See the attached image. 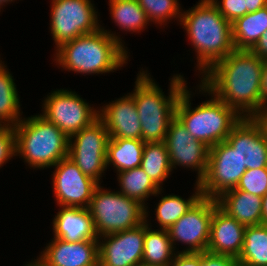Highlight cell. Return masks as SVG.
Returning <instances> with one entry per match:
<instances>
[{
  "label": "cell",
  "mask_w": 267,
  "mask_h": 266,
  "mask_svg": "<svg viewBox=\"0 0 267 266\" xmlns=\"http://www.w3.org/2000/svg\"><path fill=\"white\" fill-rule=\"evenodd\" d=\"M253 118L261 125L264 134L267 137V106L261 108Z\"/></svg>",
  "instance_id": "f35d334b"
},
{
  "label": "cell",
  "mask_w": 267,
  "mask_h": 266,
  "mask_svg": "<svg viewBox=\"0 0 267 266\" xmlns=\"http://www.w3.org/2000/svg\"><path fill=\"white\" fill-rule=\"evenodd\" d=\"M132 266H147V265L144 264V263H139V264H135V265H132Z\"/></svg>",
  "instance_id": "ee69618b"
},
{
  "label": "cell",
  "mask_w": 267,
  "mask_h": 266,
  "mask_svg": "<svg viewBox=\"0 0 267 266\" xmlns=\"http://www.w3.org/2000/svg\"><path fill=\"white\" fill-rule=\"evenodd\" d=\"M226 141L237 151L246 169L267 167V137L253 117H243Z\"/></svg>",
  "instance_id": "2e32d148"
},
{
  "label": "cell",
  "mask_w": 267,
  "mask_h": 266,
  "mask_svg": "<svg viewBox=\"0 0 267 266\" xmlns=\"http://www.w3.org/2000/svg\"><path fill=\"white\" fill-rule=\"evenodd\" d=\"M267 106V60H264L262 67L260 85V109Z\"/></svg>",
  "instance_id": "8d00e7d4"
},
{
  "label": "cell",
  "mask_w": 267,
  "mask_h": 266,
  "mask_svg": "<svg viewBox=\"0 0 267 266\" xmlns=\"http://www.w3.org/2000/svg\"><path fill=\"white\" fill-rule=\"evenodd\" d=\"M53 219L54 238L65 242L98 240L89 208L59 206Z\"/></svg>",
  "instance_id": "ffe728a7"
},
{
  "label": "cell",
  "mask_w": 267,
  "mask_h": 266,
  "mask_svg": "<svg viewBox=\"0 0 267 266\" xmlns=\"http://www.w3.org/2000/svg\"><path fill=\"white\" fill-rule=\"evenodd\" d=\"M218 207L245 226L262 224V197L236 188L216 198Z\"/></svg>",
  "instance_id": "44dd1931"
},
{
  "label": "cell",
  "mask_w": 267,
  "mask_h": 266,
  "mask_svg": "<svg viewBox=\"0 0 267 266\" xmlns=\"http://www.w3.org/2000/svg\"><path fill=\"white\" fill-rule=\"evenodd\" d=\"M117 175L120 186V191L118 192L139 201L145 207L147 198L151 195L157 196L161 194L162 189L150 179L141 167L120 171Z\"/></svg>",
  "instance_id": "484cf974"
},
{
  "label": "cell",
  "mask_w": 267,
  "mask_h": 266,
  "mask_svg": "<svg viewBox=\"0 0 267 266\" xmlns=\"http://www.w3.org/2000/svg\"><path fill=\"white\" fill-rule=\"evenodd\" d=\"M164 142L172 170L177 165L195 170L198 175L195 183H199L207 171L209 147L189 134L176 116L169 124Z\"/></svg>",
  "instance_id": "4fadbf2b"
},
{
  "label": "cell",
  "mask_w": 267,
  "mask_h": 266,
  "mask_svg": "<svg viewBox=\"0 0 267 266\" xmlns=\"http://www.w3.org/2000/svg\"><path fill=\"white\" fill-rule=\"evenodd\" d=\"M14 130L17 156L31 168H50L68 157L69 137L41 114L21 119Z\"/></svg>",
  "instance_id": "8992f818"
},
{
  "label": "cell",
  "mask_w": 267,
  "mask_h": 266,
  "mask_svg": "<svg viewBox=\"0 0 267 266\" xmlns=\"http://www.w3.org/2000/svg\"><path fill=\"white\" fill-rule=\"evenodd\" d=\"M150 179L162 189L164 180L173 171L165 142H145L140 166Z\"/></svg>",
  "instance_id": "83f0119b"
},
{
  "label": "cell",
  "mask_w": 267,
  "mask_h": 266,
  "mask_svg": "<svg viewBox=\"0 0 267 266\" xmlns=\"http://www.w3.org/2000/svg\"><path fill=\"white\" fill-rule=\"evenodd\" d=\"M200 266H241V263L236 257L204 251L200 253Z\"/></svg>",
  "instance_id": "e575fe53"
},
{
  "label": "cell",
  "mask_w": 267,
  "mask_h": 266,
  "mask_svg": "<svg viewBox=\"0 0 267 266\" xmlns=\"http://www.w3.org/2000/svg\"><path fill=\"white\" fill-rule=\"evenodd\" d=\"M101 108L98 118L106 127L110 138L141 139L138 111L134 98L129 93Z\"/></svg>",
  "instance_id": "ac0fdd59"
},
{
  "label": "cell",
  "mask_w": 267,
  "mask_h": 266,
  "mask_svg": "<svg viewBox=\"0 0 267 266\" xmlns=\"http://www.w3.org/2000/svg\"><path fill=\"white\" fill-rule=\"evenodd\" d=\"M198 87L199 93H209L208 95L212 96L211 99L192 109L191 91L186 85L178 98L175 116L186 127L189 134L211 148L225 141L243 117L218 99L201 82Z\"/></svg>",
  "instance_id": "5b68a950"
},
{
  "label": "cell",
  "mask_w": 267,
  "mask_h": 266,
  "mask_svg": "<svg viewBox=\"0 0 267 266\" xmlns=\"http://www.w3.org/2000/svg\"><path fill=\"white\" fill-rule=\"evenodd\" d=\"M35 261V262H34ZM33 262L25 264L24 266H47L39 257L35 259Z\"/></svg>",
  "instance_id": "b9f144b4"
},
{
  "label": "cell",
  "mask_w": 267,
  "mask_h": 266,
  "mask_svg": "<svg viewBox=\"0 0 267 266\" xmlns=\"http://www.w3.org/2000/svg\"><path fill=\"white\" fill-rule=\"evenodd\" d=\"M0 60V126H16L20 116V98L14 78Z\"/></svg>",
  "instance_id": "d4e9b609"
},
{
  "label": "cell",
  "mask_w": 267,
  "mask_h": 266,
  "mask_svg": "<svg viewBox=\"0 0 267 266\" xmlns=\"http://www.w3.org/2000/svg\"><path fill=\"white\" fill-rule=\"evenodd\" d=\"M17 156L14 126H0V167Z\"/></svg>",
  "instance_id": "d6a6232c"
},
{
  "label": "cell",
  "mask_w": 267,
  "mask_h": 266,
  "mask_svg": "<svg viewBox=\"0 0 267 266\" xmlns=\"http://www.w3.org/2000/svg\"><path fill=\"white\" fill-rule=\"evenodd\" d=\"M246 170L237 151L226 140L213 145L209 148L206 174L199 182L202 196L216 199L236 188Z\"/></svg>",
  "instance_id": "8fae6325"
},
{
  "label": "cell",
  "mask_w": 267,
  "mask_h": 266,
  "mask_svg": "<svg viewBox=\"0 0 267 266\" xmlns=\"http://www.w3.org/2000/svg\"><path fill=\"white\" fill-rule=\"evenodd\" d=\"M194 188L195 193L188 199L174 194L162 196L155 208L160 229L168 230L202 197L199 183H196Z\"/></svg>",
  "instance_id": "f1b7e54d"
},
{
  "label": "cell",
  "mask_w": 267,
  "mask_h": 266,
  "mask_svg": "<svg viewBox=\"0 0 267 266\" xmlns=\"http://www.w3.org/2000/svg\"><path fill=\"white\" fill-rule=\"evenodd\" d=\"M263 62L251 50H235L203 74L201 83L242 117H254L260 110Z\"/></svg>",
  "instance_id": "6da1fadb"
},
{
  "label": "cell",
  "mask_w": 267,
  "mask_h": 266,
  "mask_svg": "<svg viewBox=\"0 0 267 266\" xmlns=\"http://www.w3.org/2000/svg\"><path fill=\"white\" fill-rule=\"evenodd\" d=\"M236 189L263 197L267 193V167L247 169Z\"/></svg>",
  "instance_id": "1f68e13d"
},
{
  "label": "cell",
  "mask_w": 267,
  "mask_h": 266,
  "mask_svg": "<svg viewBox=\"0 0 267 266\" xmlns=\"http://www.w3.org/2000/svg\"><path fill=\"white\" fill-rule=\"evenodd\" d=\"M88 208L98 237L130 230L145 222L144 205L118 190H105L100 184L94 189Z\"/></svg>",
  "instance_id": "52a82bcc"
},
{
  "label": "cell",
  "mask_w": 267,
  "mask_h": 266,
  "mask_svg": "<svg viewBox=\"0 0 267 266\" xmlns=\"http://www.w3.org/2000/svg\"><path fill=\"white\" fill-rule=\"evenodd\" d=\"M147 72L143 70L137 74L135 88L129 94L134 98L138 111L141 139L144 142H162L165 140L171 120L175 117L178 98L187 83L183 75H173L166 97Z\"/></svg>",
  "instance_id": "277c9868"
},
{
  "label": "cell",
  "mask_w": 267,
  "mask_h": 266,
  "mask_svg": "<svg viewBox=\"0 0 267 266\" xmlns=\"http://www.w3.org/2000/svg\"><path fill=\"white\" fill-rule=\"evenodd\" d=\"M262 224H267V193L262 197Z\"/></svg>",
  "instance_id": "60d3db41"
},
{
  "label": "cell",
  "mask_w": 267,
  "mask_h": 266,
  "mask_svg": "<svg viewBox=\"0 0 267 266\" xmlns=\"http://www.w3.org/2000/svg\"><path fill=\"white\" fill-rule=\"evenodd\" d=\"M219 13L230 23L246 14L245 0H211Z\"/></svg>",
  "instance_id": "836d02e7"
},
{
  "label": "cell",
  "mask_w": 267,
  "mask_h": 266,
  "mask_svg": "<svg viewBox=\"0 0 267 266\" xmlns=\"http://www.w3.org/2000/svg\"><path fill=\"white\" fill-rule=\"evenodd\" d=\"M169 266H200V253L177 252Z\"/></svg>",
  "instance_id": "d590c367"
},
{
  "label": "cell",
  "mask_w": 267,
  "mask_h": 266,
  "mask_svg": "<svg viewBox=\"0 0 267 266\" xmlns=\"http://www.w3.org/2000/svg\"><path fill=\"white\" fill-rule=\"evenodd\" d=\"M124 47L116 33L101 27L63 44L56 50L54 60L61 68L75 73H109L128 63L129 55Z\"/></svg>",
  "instance_id": "3957f363"
},
{
  "label": "cell",
  "mask_w": 267,
  "mask_h": 266,
  "mask_svg": "<svg viewBox=\"0 0 267 266\" xmlns=\"http://www.w3.org/2000/svg\"><path fill=\"white\" fill-rule=\"evenodd\" d=\"M146 13L149 22H155L162 26L171 20L182 16L181 6L178 0H137Z\"/></svg>",
  "instance_id": "4dcf8cb0"
},
{
  "label": "cell",
  "mask_w": 267,
  "mask_h": 266,
  "mask_svg": "<svg viewBox=\"0 0 267 266\" xmlns=\"http://www.w3.org/2000/svg\"><path fill=\"white\" fill-rule=\"evenodd\" d=\"M39 258L47 266H99L98 240L65 242L53 238Z\"/></svg>",
  "instance_id": "e0dca14e"
},
{
  "label": "cell",
  "mask_w": 267,
  "mask_h": 266,
  "mask_svg": "<svg viewBox=\"0 0 267 266\" xmlns=\"http://www.w3.org/2000/svg\"><path fill=\"white\" fill-rule=\"evenodd\" d=\"M50 31L56 50L79 36L93 33L102 26L91 0H52Z\"/></svg>",
  "instance_id": "ba28073f"
},
{
  "label": "cell",
  "mask_w": 267,
  "mask_h": 266,
  "mask_svg": "<svg viewBox=\"0 0 267 266\" xmlns=\"http://www.w3.org/2000/svg\"><path fill=\"white\" fill-rule=\"evenodd\" d=\"M251 51L256 54L261 60H267V30L259 38Z\"/></svg>",
  "instance_id": "74e56055"
},
{
  "label": "cell",
  "mask_w": 267,
  "mask_h": 266,
  "mask_svg": "<svg viewBox=\"0 0 267 266\" xmlns=\"http://www.w3.org/2000/svg\"><path fill=\"white\" fill-rule=\"evenodd\" d=\"M13 1H15V0H0V9H1V7L4 5L5 6V4H8L9 2H13ZM1 11V10H0Z\"/></svg>",
  "instance_id": "7bdbcfd3"
},
{
  "label": "cell",
  "mask_w": 267,
  "mask_h": 266,
  "mask_svg": "<svg viewBox=\"0 0 267 266\" xmlns=\"http://www.w3.org/2000/svg\"><path fill=\"white\" fill-rule=\"evenodd\" d=\"M246 226L217 207L213 212L208 252L238 258L244 242Z\"/></svg>",
  "instance_id": "d6986e66"
},
{
  "label": "cell",
  "mask_w": 267,
  "mask_h": 266,
  "mask_svg": "<svg viewBox=\"0 0 267 266\" xmlns=\"http://www.w3.org/2000/svg\"><path fill=\"white\" fill-rule=\"evenodd\" d=\"M217 207L216 199L202 196L167 230L174 249L176 242L188 245L186 250L177 252L202 253L207 250L211 220Z\"/></svg>",
  "instance_id": "7c38bea8"
},
{
  "label": "cell",
  "mask_w": 267,
  "mask_h": 266,
  "mask_svg": "<svg viewBox=\"0 0 267 266\" xmlns=\"http://www.w3.org/2000/svg\"><path fill=\"white\" fill-rule=\"evenodd\" d=\"M145 142L142 139L110 138L106 152V166L112 164L117 173L141 166Z\"/></svg>",
  "instance_id": "cb8c5ba5"
},
{
  "label": "cell",
  "mask_w": 267,
  "mask_h": 266,
  "mask_svg": "<svg viewBox=\"0 0 267 266\" xmlns=\"http://www.w3.org/2000/svg\"><path fill=\"white\" fill-rule=\"evenodd\" d=\"M237 259L241 266H267V224L246 226Z\"/></svg>",
  "instance_id": "4316f807"
},
{
  "label": "cell",
  "mask_w": 267,
  "mask_h": 266,
  "mask_svg": "<svg viewBox=\"0 0 267 266\" xmlns=\"http://www.w3.org/2000/svg\"><path fill=\"white\" fill-rule=\"evenodd\" d=\"M54 167L52 182L57 204L88 208L99 183L85 175L69 157L63 158Z\"/></svg>",
  "instance_id": "5bb4252c"
},
{
  "label": "cell",
  "mask_w": 267,
  "mask_h": 266,
  "mask_svg": "<svg viewBox=\"0 0 267 266\" xmlns=\"http://www.w3.org/2000/svg\"><path fill=\"white\" fill-rule=\"evenodd\" d=\"M85 101L75 91L57 89L44 99L41 115L71 137L98 119L99 109Z\"/></svg>",
  "instance_id": "9c48e42d"
},
{
  "label": "cell",
  "mask_w": 267,
  "mask_h": 266,
  "mask_svg": "<svg viewBox=\"0 0 267 266\" xmlns=\"http://www.w3.org/2000/svg\"><path fill=\"white\" fill-rule=\"evenodd\" d=\"M109 6L114 23L122 30L141 32L149 24L137 0H109Z\"/></svg>",
  "instance_id": "f546056e"
},
{
  "label": "cell",
  "mask_w": 267,
  "mask_h": 266,
  "mask_svg": "<svg viewBox=\"0 0 267 266\" xmlns=\"http://www.w3.org/2000/svg\"><path fill=\"white\" fill-rule=\"evenodd\" d=\"M246 13L255 12L260 8L267 6V0H245Z\"/></svg>",
  "instance_id": "ab89813d"
},
{
  "label": "cell",
  "mask_w": 267,
  "mask_h": 266,
  "mask_svg": "<svg viewBox=\"0 0 267 266\" xmlns=\"http://www.w3.org/2000/svg\"><path fill=\"white\" fill-rule=\"evenodd\" d=\"M145 207L144 250L142 263L147 266H169L176 255L167 230H152L148 224V211ZM150 225V227H149Z\"/></svg>",
  "instance_id": "7402d4cb"
},
{
  "label": "cell",
  "mask_w": 267,
  "mask_h": 266,
  "mask_svg": "<svg viewBox=\"0 0 267 266\" xmlns=\"http://www.w3.org/2000/svg\"><path fill=\"white\" fill-rule=\"evenodd\" d=\"M196 51L197 67L201 76L216 62L235 51L231 23L218 11L211 0H200L182 13L180 26Z\"/></svg>",
  "instance_id": "7a4b0ae2"
},
{
  "label": "cell",
  "mask_w": 267,
  "mask_h": 266,
  "mask_svg": "<svg viewBox=\"0 0 267 266\" xmlns=\"http://www.w3.org/2000/svg\"><path fill=\"white\" fill-rule=\"evenodd\" d=\"M235 50H251L267 30V6L231 23Z\"/></svg>",
  "instance_id": "603a6c76"
},
{
  "label": "cell",
  "mask_w": 267,
  "mask_h": 266,
  "mask_svg": "<svg viewBox=\"0 0 267 266\" xmlns=\"http://www.w3.org/2000/svg\"><path fill=\"white\" fill-rule=\"evenodd\" d=\"M143 250L144 223L130 230L103 235L98 238L99 266H132L142 263Z\"/></svg>",
  "instance_id": "9a60e30c"
},
{
  "label": "cell",
  "mask_w": 267,
  "mask_h": 266,
  "mask_svg": "<svg viewBox=\"0 0 267 266\" xmlns=\"http://www.w3.org/2000/svg\"><path fill=\"white\" fill-rule=\"evenodd\" d=\"M109 139L110 135L99 118L69 137L68 157L85 175L99 184L102 173L107 169L106 152Z\"/></svg>",
  "instance_id": "30bf717a"
}]
</instances>
